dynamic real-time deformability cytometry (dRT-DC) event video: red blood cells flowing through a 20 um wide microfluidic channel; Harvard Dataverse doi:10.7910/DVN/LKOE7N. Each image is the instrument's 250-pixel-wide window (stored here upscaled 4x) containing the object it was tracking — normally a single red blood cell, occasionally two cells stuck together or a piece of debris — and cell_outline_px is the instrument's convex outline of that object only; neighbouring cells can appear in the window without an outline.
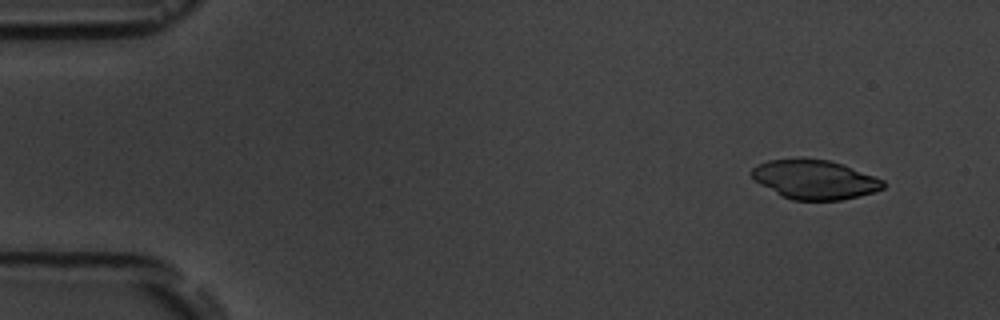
{"species": "common noctule bat (a hibernating species)", "species_latin": "Nyctalus noctula", "temperature_condition": "room temperature", "stored_images_in_passage": 5, "camera_frame_rate_fps": 3000, "um_per_image_px": 0.085, "animal": {"sex": "male", "body_mass_g": 19.5, "forearm_length_mm": 54.6}, "frame": {"image": 1, "passage_image": 2, "time_ms": 0.667, "image_size_px": [1000, 320], "cell_outline_px": [[884, 188], [860, 196], [840, 200], [792, 200], [752, 180], [752, 168], [756, 164], [768, 160], [828, 160], [844, 164], [884, 180]], "centroid_in_image_um": [69.26, 15.27], "position_along_channel_um": 15.7, "area_um2": 29.54}}